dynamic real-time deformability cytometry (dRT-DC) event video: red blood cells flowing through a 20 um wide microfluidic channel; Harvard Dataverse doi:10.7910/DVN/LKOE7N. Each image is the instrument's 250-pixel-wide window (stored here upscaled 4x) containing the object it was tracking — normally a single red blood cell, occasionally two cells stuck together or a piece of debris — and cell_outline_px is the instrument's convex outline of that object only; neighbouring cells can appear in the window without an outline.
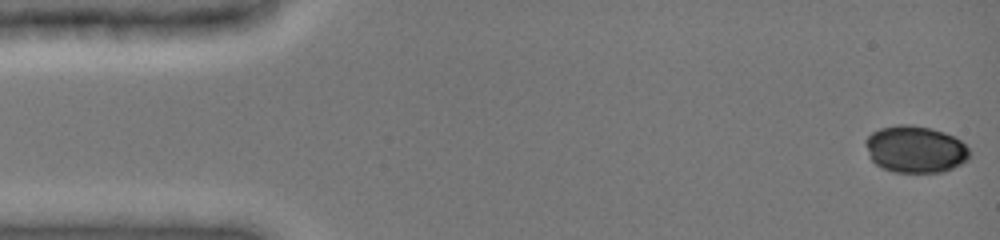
{"species": "common noctule bat (a hibernating species)", "species_latin": "Nyctalus noctula", "temperature_condition": "cold", "stored_images_in_passage": 47, "camera_frame_rate_fps": 3000, "um_per_image_px": 0.085, "animal": {"sex": "female", "body_mass_g": 19.0, "forearm_length_mm": 51.5}, "frame": {"image": 1, "passage_image": 1, "time_ms": 0.0, "image_size_px": [1000, 240], "cell_outline_px": [[972, 156], [968, 160], [952, 168], [940, 172], [896, 172], [884, 168], [876, 164], [872, 160], [864, 144], [864, 140], [872, 132], [880, 128], [900, 124], [908, 124], [932, 128], [956, 136], [972, 152]], "centroid_in_image_um": [77.83, 12.67], "position_along_channel_um": 7.2, "area_um2": 28.61}}
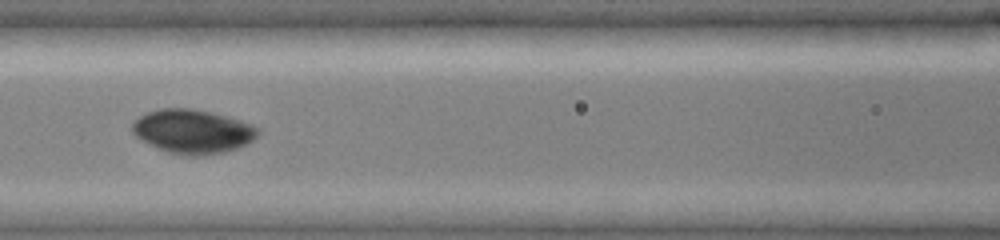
{"frame": {"image": 2, "passage_image": 21, "time_ms": 6.667, "image_size_px": [1000, 240], "cell_outline_px": [[260, 132], [252, 140], [236, 148], [224, 152], [204, 156], [184, 156], [168, 152], [140, 140], [132, 132], [132, 124], [140, 116], [148, 112], [160, 108], [192, 108], [212, 112], [240, 120], [252, 124], [260, 128]], "centroid_in_image_um": [16.38, 11.17], "position_along_channel_um": 150.2, "area_um2": 32.25}}
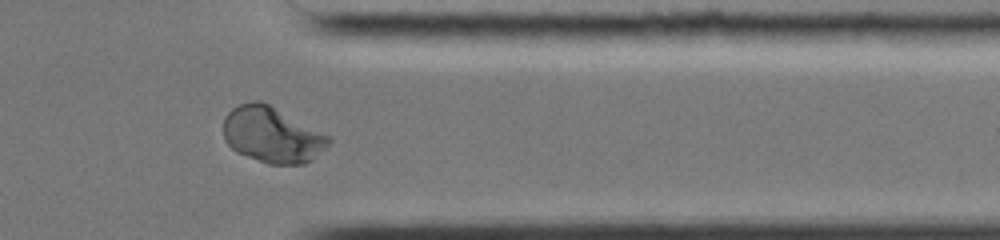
{"frame": {"image": 3, "passage_image": 39, "time_ms": 12.667, "image_size_px": [1000, 240], "cell_outline_px": [[332, 140], [312, 160], [304, 164], [268, 164], [236, 152], [224, 140], [224, 116], [232, 108], [240, 104], [252, 100], [260, 100], [268, 104], [328, 136]], "centroid_in_image_um": [23.07, 11.47], "position_along_channel_um": 388.3, "area_um2": 33.76}}